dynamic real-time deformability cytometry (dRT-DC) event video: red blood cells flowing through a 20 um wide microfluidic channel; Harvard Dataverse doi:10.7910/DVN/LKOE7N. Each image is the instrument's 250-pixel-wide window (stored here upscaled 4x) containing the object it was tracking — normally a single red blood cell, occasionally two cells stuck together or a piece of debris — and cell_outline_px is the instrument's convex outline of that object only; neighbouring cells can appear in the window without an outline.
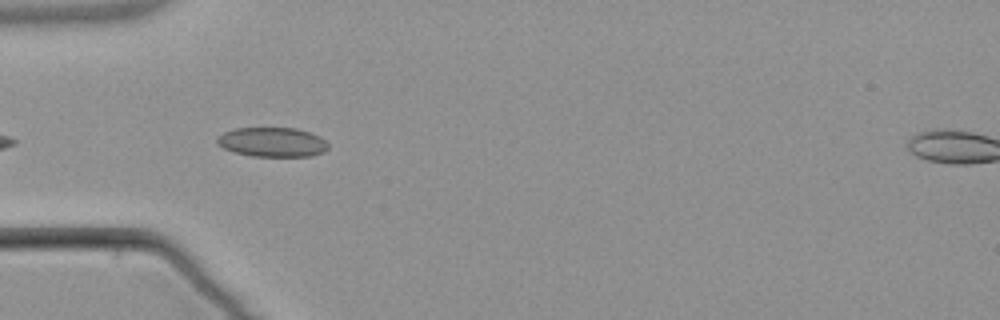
{"species": "common noctule bat (a hibernating species)", "species_latin": "Nyctalus noctula", "temperature_condition": "warm", "stored_images_in_passage": 3, "camera_frame_rate_fps": 3000, "um_per_image_px": 0.085, "animal": {"sex": "male", "body_mass_g": 21.5, "forearm_length_mm": 52.0}, "frame": {"image": 1, "passage_image": 2, "time_ms": 1.667, "image_size_px": [1000, 320], "cell_outline_px": [[328, 148], [324, 152], [312, 156], [252, 156], [236, 152], [224, 148], [216, 144], [216, 136], [224, 132], [236, 128], [296, 128], [320, 136], [328, 144]], "centroid_in_image_um": [23.14, 12.08], "position_along_channel_um": 61.9, "area_um2": 19.07}}
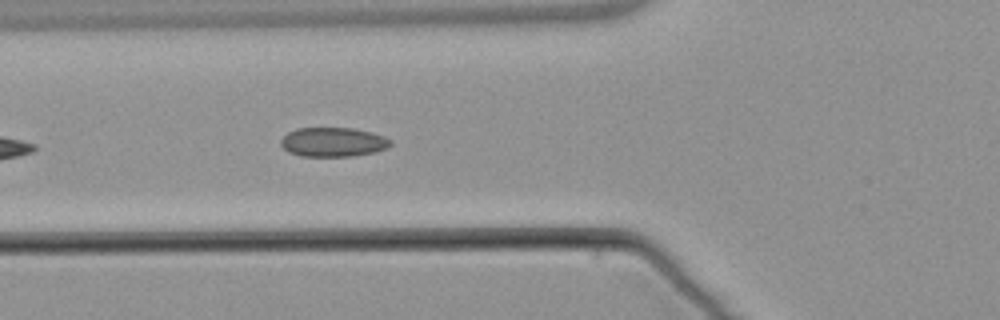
{"frame": {"image": 2, "passage_image": 3, "time_ms": 2.667, "image_size_px": [1000, 320], "cell_outline_px": [[392, 144], [388, 148], [376, 152], [352, 156], [300, 156], [288, 152], [280, 144], [280, 140], [288, 132], [296, 128], [352, 128], [372, 132], [384, 136], [392, 140]], "centroid_in_image_um": [28.33, 12.08], "position_along_channel_um": 97.5, "area_um2": 18.9}}